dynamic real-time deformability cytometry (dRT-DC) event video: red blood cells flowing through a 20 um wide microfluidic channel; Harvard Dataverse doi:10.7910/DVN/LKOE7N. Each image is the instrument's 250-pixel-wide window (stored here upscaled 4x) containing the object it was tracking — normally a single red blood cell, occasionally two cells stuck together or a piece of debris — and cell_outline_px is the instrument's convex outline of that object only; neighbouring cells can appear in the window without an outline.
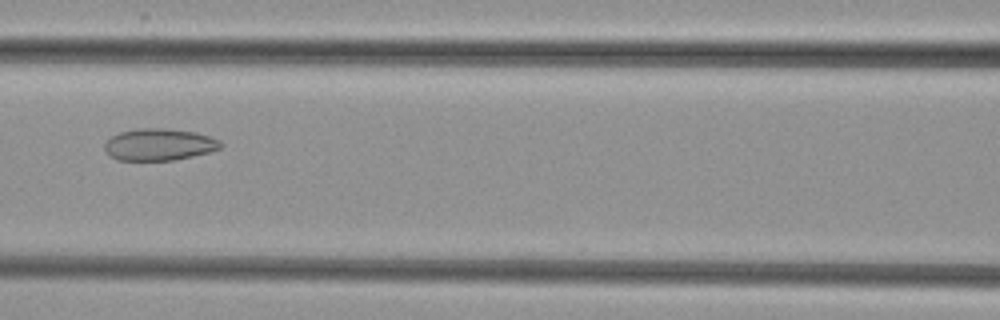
{"species": "common noctule bat (a hibernating species)", "species_latin": "Nyctalus noctula", "temperature_condition": "cold", "stored_images_in_passage": 54, "camera_frame_rate_fps": 3000, "um_per_image_px": 0.085, "animal": {"sex": "female", "body_mass_g": 29.2, "forearm_length_mm": 56.3}, "frame": {"image": 1, "passage_image": 25, "time_ms": 8.0, "image_size_px": [1000, 320], "cell_outline_px": [[224, 144], [220, 148], [208, 152], [176, 160], [116, 160], [108, 156], [104, 148], [104, 144], [112, 136], [120, 132], [136, 128], [168, 128], [196, 132], [220, 140]], "centroid_in_image_um": [13.51, 12.28], "position_along_channel_um": 153.1, "area_um2": 21.73}}
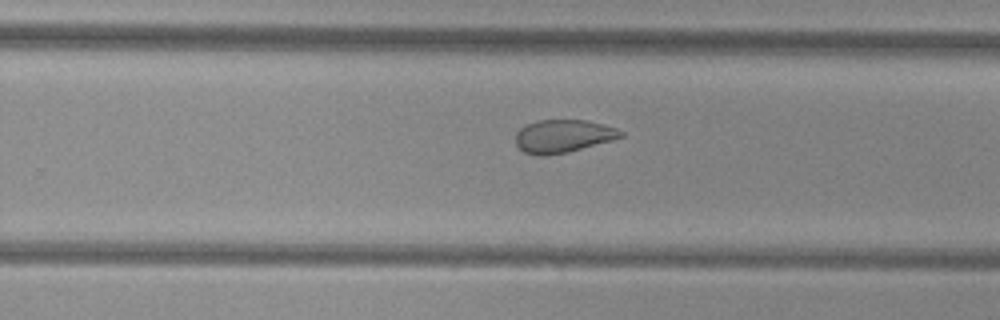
{"frame": {"image": 2, "passage_image": 35, "time_ms": 11.333, "image_size_px": [1000, 320], "cell_outline_px": [[624, 136], [612, 140], [568, 152], [548, 156], [540, 156], [524, 152], [516, 144], [516, 132], [524, 124], [536, 120], [588, 120], [604, 124], [616, 128], [624, 132]], "centroid_in_image_um": [47.85, 11.56], "position_along_channel_um": 281.9, "area_um2": 20.4}}
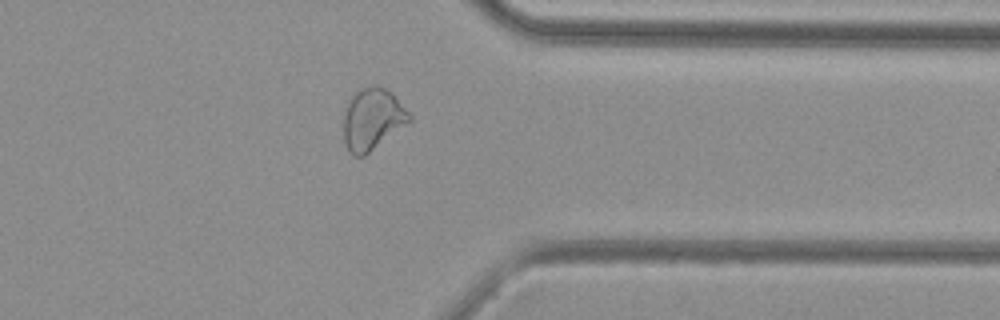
{"frame": {"image": 3, "passage_image": 43, "time_ms": 14.0, "image_size_px": [1000, 320], "cell_outline_px": [[412, 120], [364, 156], [356, 156], [348, 148], [344, 140], [344, 112], [348, 100], [360, 88], [372, 84], [376, 84], [392, 92], [412, 116]], "centroid_in_image_um": [31.66, 10.08], "position_along_channel_um": 379.7, "area_um2": 23.52}}